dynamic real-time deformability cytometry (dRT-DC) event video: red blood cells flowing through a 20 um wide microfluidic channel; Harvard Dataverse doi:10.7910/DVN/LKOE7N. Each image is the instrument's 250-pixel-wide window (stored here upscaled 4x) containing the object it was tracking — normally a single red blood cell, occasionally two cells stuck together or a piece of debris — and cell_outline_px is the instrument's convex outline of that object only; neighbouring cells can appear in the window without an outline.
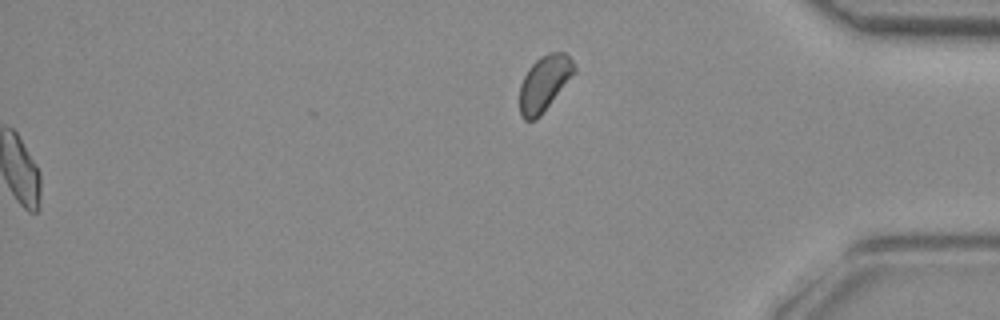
{"species": "common noctule bat (a hibernating species)", "species_latin": "Nyctalus noctula", "temperature_condition": "room temperature", "stored_images_in_passage": 49, "segment_of_instrument_passage": [2, 2], "camera_frame_rate_fps": 3000, "um_per_image_px": 0.085, "animal": {"sex": "female", "body_mass_g": 29.2, "forearm_length_mm": 56.3}, "frame": {"image": 1, "passage_image": 49, "time_ms": 16.0, "image_size_px": [1000, 320], "cell_outline_px": [[576, 72], [540, 116], [536, 120], [524, 120], [520, 112], [520, 84], [528, 68], [540, 56], [548, 52], [564, 52], [572, 60], [576, 68]], "centroid_in_image_um": [46.27, 7.06], "position_along_channel_um": 388.9, "area_um2": 17.63}}